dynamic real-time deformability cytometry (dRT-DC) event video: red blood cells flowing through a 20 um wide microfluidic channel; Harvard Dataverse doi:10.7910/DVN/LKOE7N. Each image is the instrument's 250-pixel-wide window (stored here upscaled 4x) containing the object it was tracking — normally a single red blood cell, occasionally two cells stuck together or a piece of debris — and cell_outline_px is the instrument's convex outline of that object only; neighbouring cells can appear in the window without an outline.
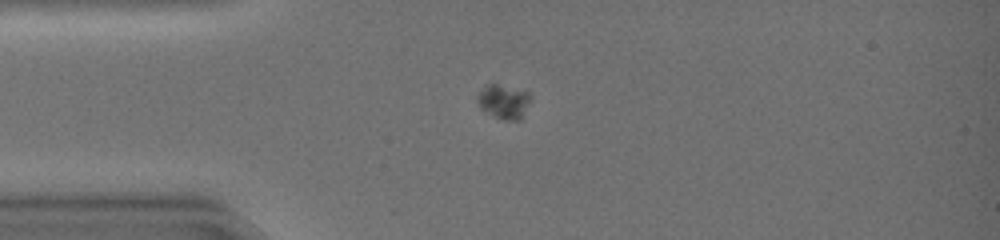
{"species": "common noctule bat (a hibernating species)", "species_latin": "Nyctalus noctula", "temperature_condition": "warm", "stored_images_in_passage": 43, "camera_frame_rate_fps": 3000, "um_per_image_px": 0.085, "animal": {"sex": "female", "body_mass_g": 19.0, "forearm_length_mm": 51.5}, "frame": {"image": 1, "passage_image": 9, "time_ms": 2.667, "image_size_px": [1000, 240], "cell_outline_px": [[528, 100], [520, 120], [504, 120], [480, 108], [476, 100], [476, 96], [488, 84], [496, 84], [528, 92]], "centroid_in_image_um": [42.75, 8.63], "position_along_channel_um": 42.2, "area_um2": 10.0}}
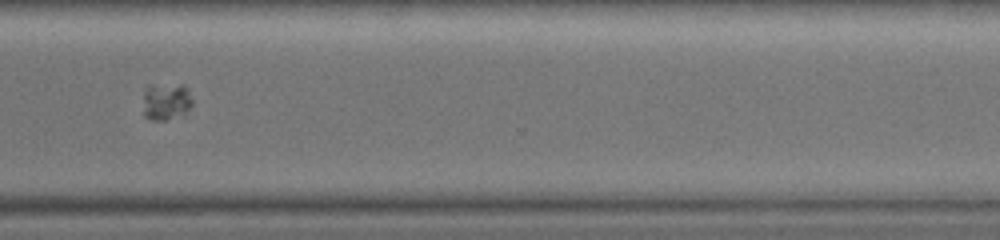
{"frame": {"image": 2, "passage_image": 33, "time_ms": 10.667, "image_size_px": [1000, 240], "cell_outline_px": [[192, 104], [184, 112], [164, 120], [152, 120], [144, 116], [144, 92], [148, 84], [184, 84], [188, 88], [192, 100]], "centroid_in_image_um": [14.1, 8.57], "position_along_channel_um": 356.5, "area_um2": 10.64}}
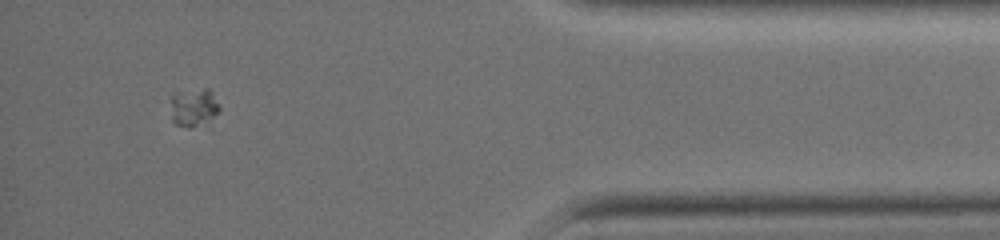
{"frame": {"image": 3, "passage_image": 40, "time_ms": 13.0, "image_size_px": [1000, 240], "cell_outline_px": [[220, 108], [212, 116], [188, 128], [176, 124], [172, 120], [172, 96], [204, 88], [208, 88], [212, 92], [220, 104]], "centroid_in_image_um": [16.48, 9.11], "position_along_channel_um": 418.7, "area_um2": 10.0}}